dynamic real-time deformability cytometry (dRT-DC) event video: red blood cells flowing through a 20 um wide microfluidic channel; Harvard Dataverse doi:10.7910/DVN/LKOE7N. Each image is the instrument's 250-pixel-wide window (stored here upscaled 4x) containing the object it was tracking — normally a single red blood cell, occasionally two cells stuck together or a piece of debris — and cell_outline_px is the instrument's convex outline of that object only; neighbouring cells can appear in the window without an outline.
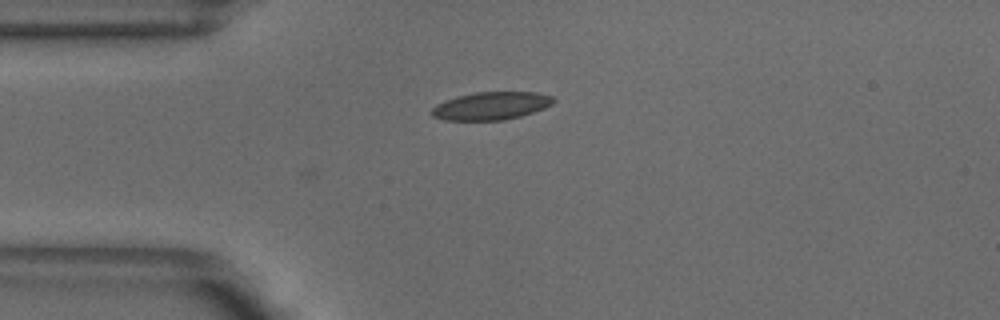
{"species": "common noctule bat (a hibernating species)", "species_latin": "Nyctalus noctula", "temperature_condition": "warm", "stored_images_in_passage": 6, "camera_frame_rate_fps": 3000, "um_per_image_px": 0.085, "animal": {"sex": "male", "body_mass_g": 18.8}, "frame": {"image": 1, "passage_image": 6, "time_ms": 1.667, "image_size_px": [1000, 320], "cell_outline_px": [[556, 100], [552, 104], [544, 108], [520, 116], [504, 120], [444, 120], [432, 116], [428, 112], [436, 104], [444, 100], [456, 96], [476, 92], [536, 92], [552, 96]], "centroid_in_image_um": [41.7, 8.99], "position_along_channel_um": 43.3, "area_um2": 19.88}}